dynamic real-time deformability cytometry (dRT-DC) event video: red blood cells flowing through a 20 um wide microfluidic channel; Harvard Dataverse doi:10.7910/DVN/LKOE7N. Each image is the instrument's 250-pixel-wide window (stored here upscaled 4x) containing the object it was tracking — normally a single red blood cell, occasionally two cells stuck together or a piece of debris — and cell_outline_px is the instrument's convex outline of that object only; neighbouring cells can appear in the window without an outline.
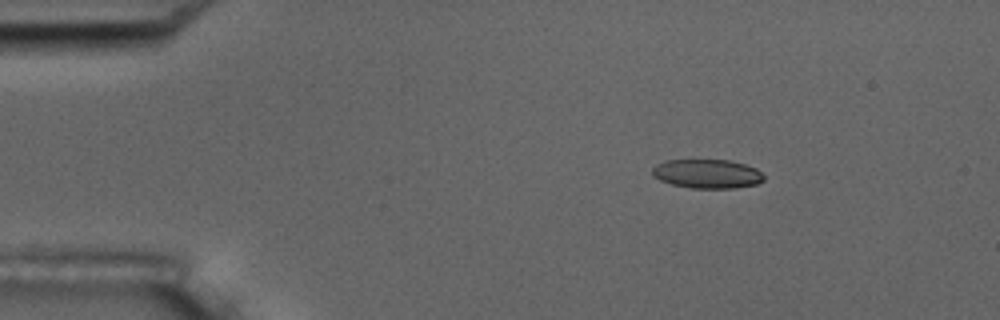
{"species": "common noctule bat (a hibernating species)", "species_latin": "Nyctalus noctula", "temperature_condition": "room temperature", "stored_images_in_passage": 4, "camera_frame_rate_fps": 3000, "um_per_image_px": 0.085, "animal": {"sex": "male", "body_mass_g": 17.5, "forearm_length_mm": 52.3}, "frame": {"image": 1, "passage_image": 1, "time_ms": 0.0, "image_size_px": [1000, 320], "cell_outline_px": [[764, 180], [756, 184], [736, 188], [692, 188], [672, 184], [660, 180], [652, 176], [652, 168], [656, 164], [664, 160], [728, 160], [744, 164], [756, 168], [764, 176]], "centroid_in_image_um": [60.09, 14.77], "position_along_channel_um": 24.9, "area_um2": 18.9}}
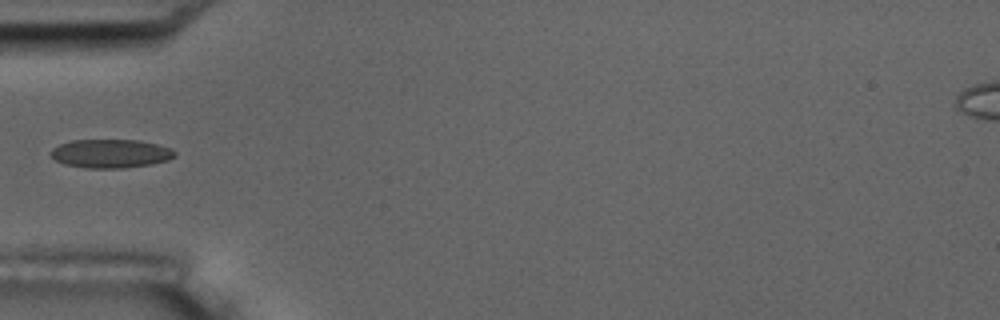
{"frame": {"image": 2, "passage_image": 4, "time_ms": 3.333, "image_size_px": [1000, 320], "cell_outline_px": [[176, 156], [168, 160], [152, 164], [124, 168], [84, 168], [68, 164], [56, 160], [48, 152], [52, 148], [60, 144], [72, 140], [140, 140], [172, 148], [176, 152]], "centroid_in_image_um": [9.43, 13.05], "position_along_channel_um": 75.6, "area_um2": 20.75}}